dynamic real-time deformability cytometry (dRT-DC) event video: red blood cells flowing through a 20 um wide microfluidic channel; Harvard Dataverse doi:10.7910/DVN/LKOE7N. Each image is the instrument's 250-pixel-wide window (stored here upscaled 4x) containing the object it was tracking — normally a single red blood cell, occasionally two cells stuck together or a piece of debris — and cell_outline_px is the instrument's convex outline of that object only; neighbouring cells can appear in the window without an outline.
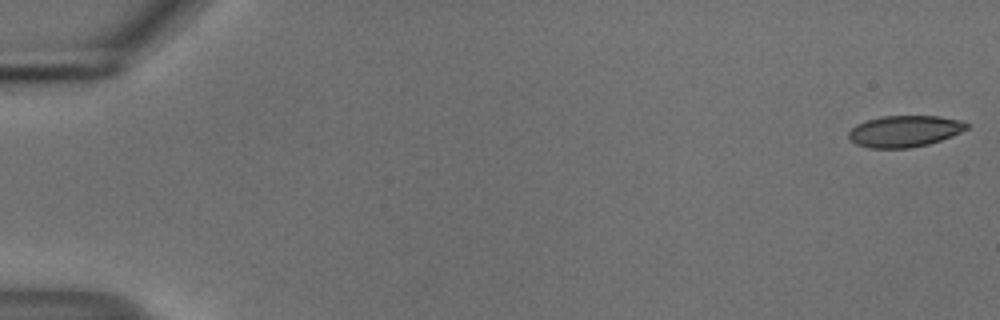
{"species": "common noctule bat (a hibernating species)", "species_latin": "Nyctalus noctula", "temperature_condition": "cold", "stored_images_in_passage": 54, "camera_frame_rate_fps": 3000, "um_per_image_px": 0.085, "animal": {"sex": "male", "body_mass_g": 18.8}, "frame": {"image": 1, "passage_image": 1, "time_ms": 0.0, "image_size_px": [1000, 320], "cell_outline_px": [[968, 128], [952, 136], [928, 144], [908, 148], [868, 148], [856, 144], [848, 136], [848, 132], [856, 124], [868, 120], [884, 116], [940, 116], [964, 120], [968, 124]], "centroid_in_image_um": [76.91, 11.15], "position_along_channel_um": 8.1, "area_um2": 21.62}}
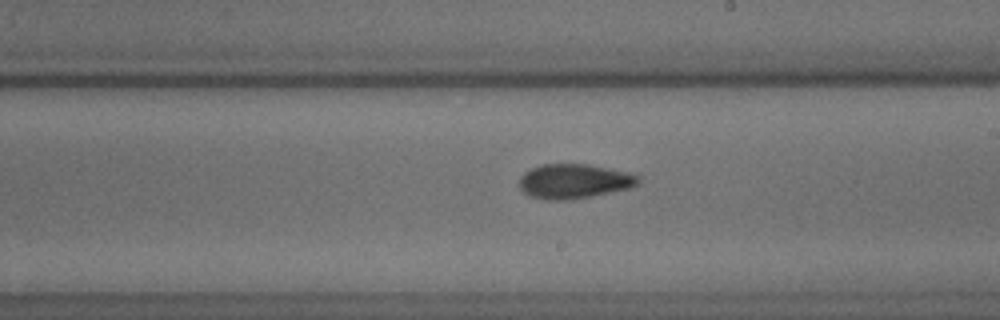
{"frame": {"image": 2, "passage_image": 32, "time_ms": 10.333, "image_size_px": [1000, 320], "cell_outline_px": [[640, 180], [632, 188], [588, 196], [564, 200], [548, 200], [528, 196], [520, 188], [520, 176], [524, 172], [540, 164], [588, 164], [636, 172], [640, 176]], "centroid_in_image_um": [48.84, 15.38], "position_along_channel_um": 240.2, "area_um2": 24.22}}
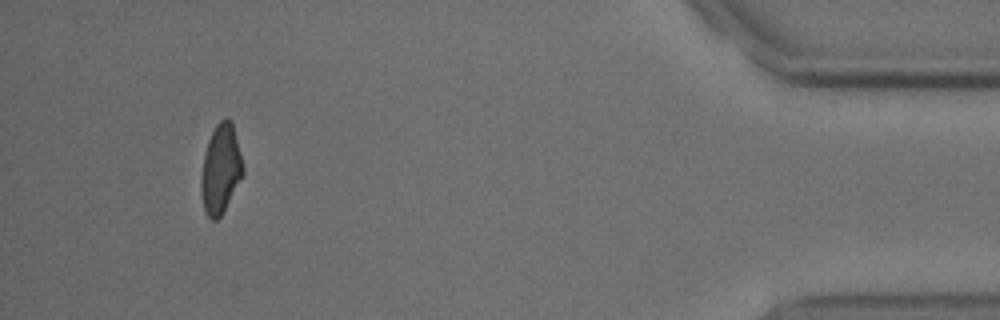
{"frame": {"image": 3, "passage_image": 51, "time_ms": 16.667, "image_size_px": [1000, 320], "cell_outline_px": [[244, 176], [220, 216], [216, 220], [212, 220], [204, 212], [200, 188], [200, 180], [204, 152], [208, 140], [216, 124], [224, 116], [228, 116], [232, 120], [244, 168]], "centroid_in_image_um": [18.76, 14.34], "position_along_channel_um": 416.4, "area_um2": 22.08}, "authors_computed_cell_mechanics": {"area_um2": 22.7443, "velocity_mm_per_s": 3.7374, "shape_relaxation_time_tau1_ms": 6.4146, "shape_relaxation_time_tau2_ms": 2.196, "deformation_change_tau1": 0.1625, "deformation_change_tau2": 0.0752}}